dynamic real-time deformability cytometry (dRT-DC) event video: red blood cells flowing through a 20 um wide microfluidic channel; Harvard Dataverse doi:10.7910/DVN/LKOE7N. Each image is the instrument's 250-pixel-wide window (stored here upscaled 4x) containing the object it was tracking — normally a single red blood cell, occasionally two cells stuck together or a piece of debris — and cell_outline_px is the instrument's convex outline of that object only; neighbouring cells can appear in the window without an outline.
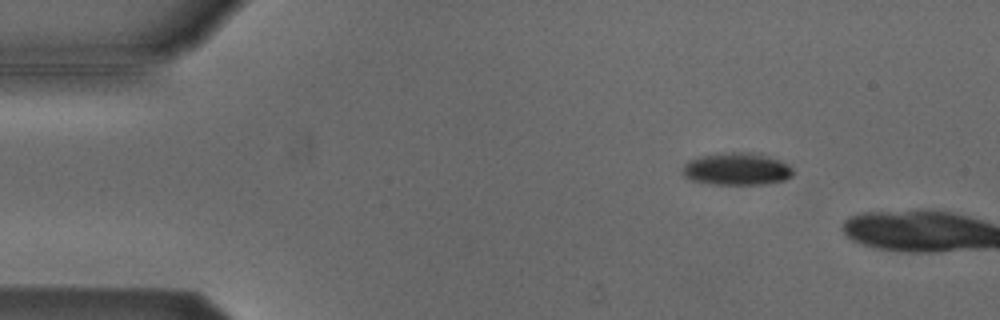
{"species": "Egyptian fruit bat (a non-hibernating species)", "species_latin": "Rousettus aegyptiacus", "temperature_condition": "cold", "stored_images_in_passage": 4, "camera_frame_rate_fps": 3000, "um_per_image_px": 0.085, "animal": {"sex": "male"}, "frame": {"image": 1, "passage_image": 3, "time_ms": 0.667, "image_size_px": [1000, 320], "cell_outline_px": [[792, 176], [784, 180], [764, 184], [712, 184], [692, 180], [684, 176], [680, 172], [680, 168], [688, 160], [700, 156], [732, 152], [748, 152], [768, 156], [780, 160], [788, 164], [792, 168]], "centroid_in_image_um": [62.59, 14.36], "position_along_channel_um": 22.4, "area_um2": 20.87}}